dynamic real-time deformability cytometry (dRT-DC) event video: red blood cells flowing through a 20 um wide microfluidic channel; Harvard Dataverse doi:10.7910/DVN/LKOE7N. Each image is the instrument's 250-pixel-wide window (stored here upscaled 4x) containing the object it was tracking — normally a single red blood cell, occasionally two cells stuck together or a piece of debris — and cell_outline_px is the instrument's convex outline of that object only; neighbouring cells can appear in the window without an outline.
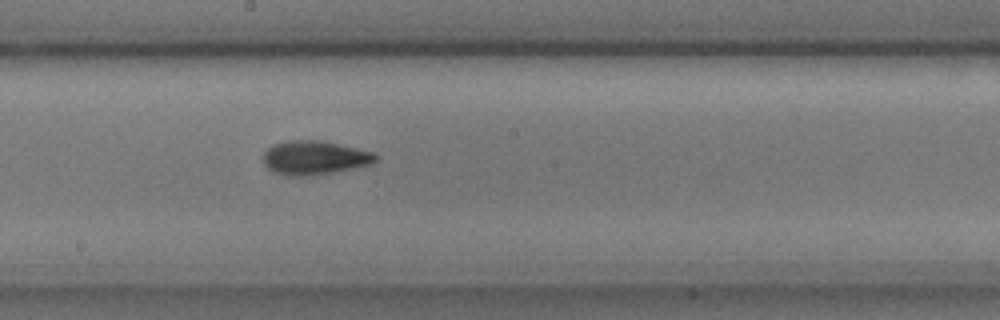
{"species": "common noctule bat (a hibernating species)", "species_latin": "Nyctalus noctula", "temperature_condition": "cold", "stored_images_in_passage": 11, "camera_frame_rate_fps": 3000, "um_per_image_px": 0.085, "animal": {"sex": "male", "body_mass_g": 17.9, "forearm_length_mm": 54.2}, "frame": {"image": 1, "passage_image": 11, "time_ms": 3.333, "image_size_px": [1000, 320], "cell_outline_px": [[376, 160], [372, 164], [312, 176], [288, 176], [272, 172], [264, 164], [264, 152], [272, 144], [288, 140], [320, 140], [376, 152]], "centroid_in_image_um": [26.71, 13.4], "position_along_channel_um": 221.5, "area_um2": 22.31}}